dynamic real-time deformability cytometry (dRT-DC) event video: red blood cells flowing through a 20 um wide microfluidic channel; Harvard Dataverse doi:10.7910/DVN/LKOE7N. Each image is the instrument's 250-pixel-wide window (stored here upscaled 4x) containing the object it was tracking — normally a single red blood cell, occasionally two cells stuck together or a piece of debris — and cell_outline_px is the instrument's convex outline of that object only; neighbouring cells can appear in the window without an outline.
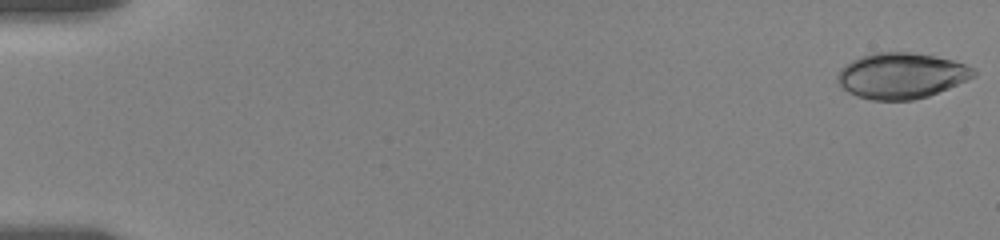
{"species": "human", "species_latin": "Homo sapiens", "temperature_condition": "room temperature", "stored_images_in_passage": 44, "camera_frame_rate_fps": 3000, "um_per_image_px": 0.085, "donor": {"sex": "female"}, "frame": {"image": 1, "passage_image": 1, "time_ms": 0.0, "image_size_px": [1000, 240], "cell_outline_px": [[976, 76], [948, 88], [928, 96], [912, 100], [872, 100], [856, 96], [848, 92], [836, 84], [836, 76], [840, 68], [852, 60], [860, 56], [872, 52], [912, 52], [952, 60], [964, 64], [972, 68], [976, 72]], "centroid_in_image_um": [76.55, 6.43], "position_along_channel_um": 8.5, "area_um2": 36.41}}
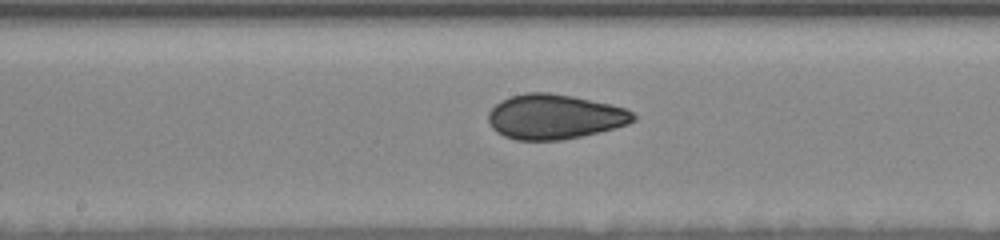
{"frame": {"image": 2, "passage_image": 26, "time_ms": 10.0, "image_size_px": [1000, 240], "cell_outline_px": [[636, 120], [628, 124], [580, 136], [560, 140], [516, 140], [504, 136], [496, 132], [488, 124], [488, 112], [500, 100], [524, 92], [548, 92], [572, 96], [628, 108], [636, 116]], "centroid_in_image_um": [47.11, 9.91], "position_along_channel_um": 201.1, "area_um2": 37.86}}
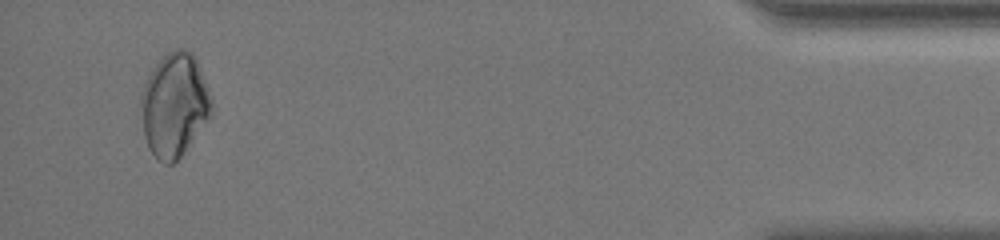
{"frame": {"image": 3, "passage_image": 44, "time_ms": 18.0, "image_size_px": [1000, 240], "cell_outline_px": [[212, 108], [208, 116], [180, 156], [172, 164], [164, 164], [156, 160], [148, 148], [144, 136], [140, 100], [140, 96], [144, 84], [148, 76], [156, 64], [168, 52], [176, 48], [184, 48], [192, 52], [196, 56], [212, 100]], "centroid_in_image_um": [14.79, 8.89], "position_along_channel_um": 420.4, "area_um2": 42.14}, "authors_computed_cell_mechanics": {"area_um2": 37.3388, "velocity_mm_per_s": 3.5515, "shape_relaxation_time_tau1_ms": 7.3142, "shape_relaxation_time_tau2_ms": 1.7282, "deformation_change_tau1": 0.1382, "deformation_change_tau2": 0.0534}}